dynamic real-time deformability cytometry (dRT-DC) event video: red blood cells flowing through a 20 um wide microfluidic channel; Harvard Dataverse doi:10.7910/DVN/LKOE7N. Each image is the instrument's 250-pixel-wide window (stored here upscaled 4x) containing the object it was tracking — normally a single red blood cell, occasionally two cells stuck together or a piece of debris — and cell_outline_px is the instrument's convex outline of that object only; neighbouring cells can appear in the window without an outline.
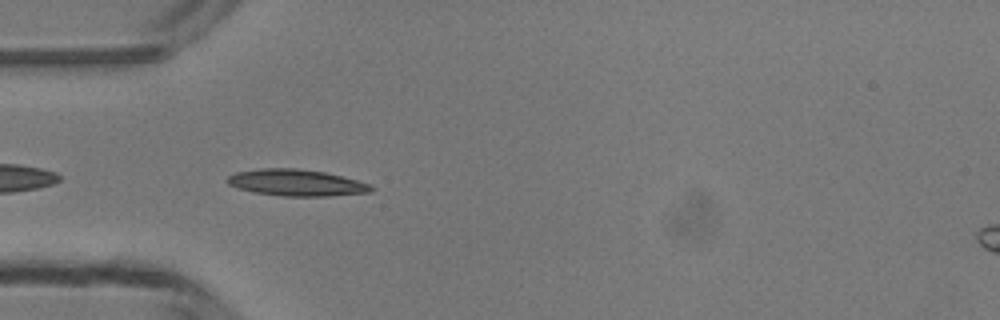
{"species": "common noctule bat (a hibernating species)", "species_latin": "Nyctalus noctula", "temperature_condition": "room temperature", "stored_images_in_passage": 36, "camera_frame_rate_fps": 3000, "um_per_image_px": 0.085, "animal": {"sex": "male", "body_mass_g": 13.3}, "frame": {"image": 1, "passage_image": 2, "time_ms": 0.333, "image_size_px": [1000, 320], "cell_outline_px": [[376, 188], [372, 192], [332, 196], [284, 196], [252, 192], [236, 188], [228, 184], [224, 180], [228, 176], [236, 172], [260, 168], [296, 168], [324, 172], [372, 184]], "centroid_in_image_um": [25.18, 15.53], "position_along_channel_um": 59.8, "area_um2": 22.48}}
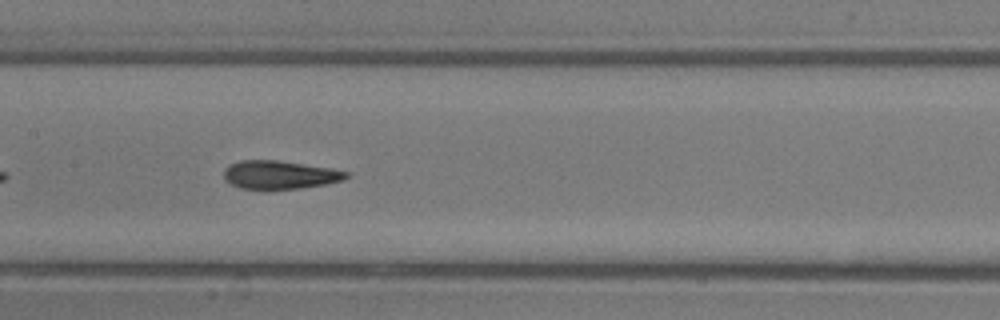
{"frame": {"image": 2, "passage_image": 11, "time_ms": 3.333, "image_size_px": [1000, 320], "cell_outline_px": [[348, 176], [344, 180], [328, 184], [300, 188], [240, 188], [224, 180], [224, 168], [228, 164], [240, 160], [276, 160], [332, 168], [348, 172]], "centroid_in_image_um": [23.77, 14.84], "position_along_channel_um": 183.6, "area_um2": 20.11}}
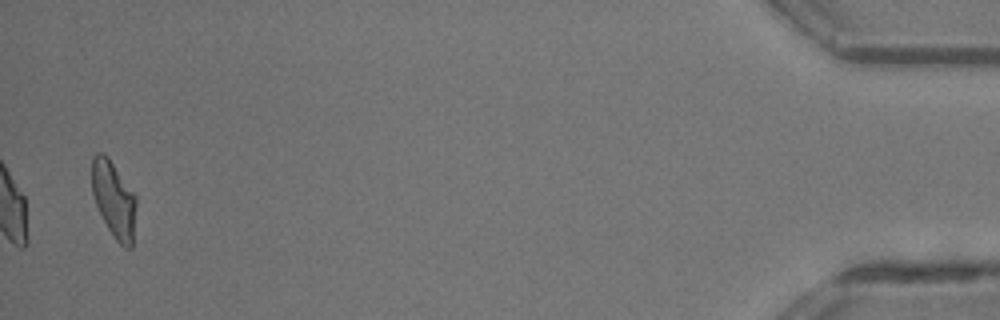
{"frame": {"image": 3, "passage_image": 35, "time_ms": 11.333, "image_size_px": [1000, 320], "cell_outline_px": [[136, 208], [132, 248], [124, 248], [116, 240], [108, 228], [96, 204], [92, 192], [92, 156], [96, 152], [104, 152], [108, 156], [136, 196]], "centroid_in_image_um": [9.68, 16.93], "position_along_channel_um": 425.5, "area_um2": 19.71}, "authors_computed_cell_mechanics": {"area_um2": 20.3745, "velocity_mm_per_s": 4.1873, "shape_relaxation_time_tau1_ms": 3.9953, "shape_relaxation_time_tau2_ms": 1.1553, "deformation_change_tau1": 0.1809, "deformation_change_tau2": 0.0773}}